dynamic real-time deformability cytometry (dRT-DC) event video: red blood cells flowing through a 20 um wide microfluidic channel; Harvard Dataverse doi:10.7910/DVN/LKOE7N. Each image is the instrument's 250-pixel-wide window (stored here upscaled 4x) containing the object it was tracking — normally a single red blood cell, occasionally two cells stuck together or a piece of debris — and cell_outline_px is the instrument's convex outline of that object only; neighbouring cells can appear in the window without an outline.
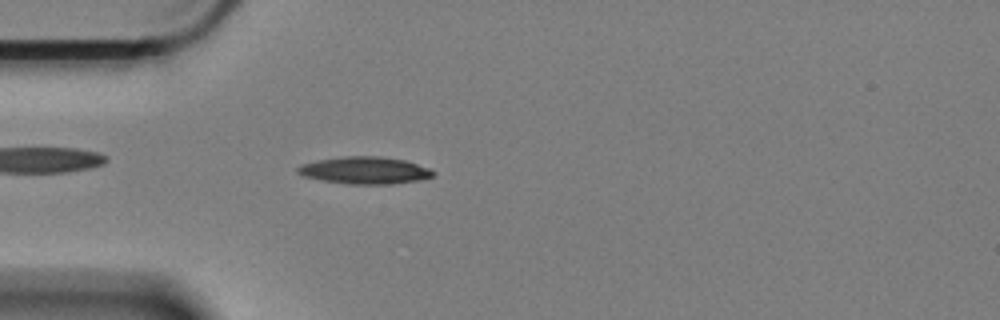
{"species": "Egyptian fruit bat (a non-hibernating species)", "species_latin": "Rousettus aegyptiacus", "temperature_condition": "cold", "stored_images_in_passage": 55, "camera_frame_rate_fps": 3000, "um_per_image_px": 0.085, "animal": {"sex": "female"}, "frame": {"image": 1, "passage_image": 16, "time_ms": 5.0, "image_size_px": [1000, 320], "cell_outline_px": [[436, 172], [432, 176], [420, 180], [388, 184], [348, 184], [324, 180], [304, 176], [296, 172], [296, 168], [300, 164], [316, 160], [344, 156], [380, 156], [404, 160], [428, 168]], "centroid_in_image_um": [30.97, 14.47], "position_along_channel_um": 54.0, "area_um2": 21.33}}
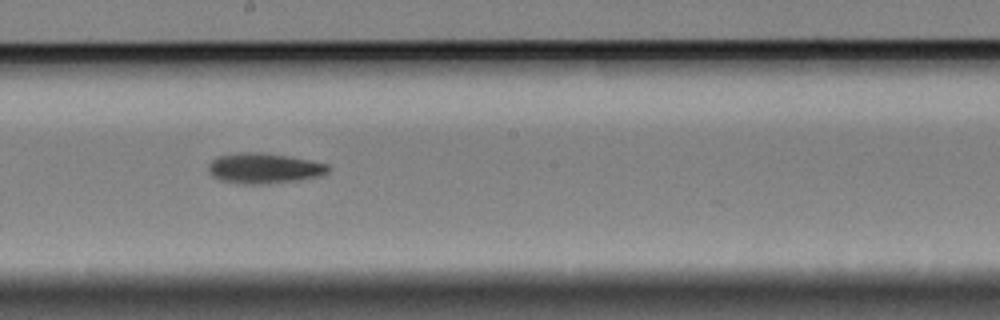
{"frame": {"image": 2, "passage_image": 32, "time_ms": 10.333, "image_size_px": [1000, 320], "cell_outline_px": [[328, 172], [320, 176], [296, 180], [268, 184], [244, 184], [220, 180], [212, 176], [208, 172], [208, 164], [216, 156], [236, 152], [264, 152], [312, 160], [328, 164]], "centroid_in_image_um": [22.41, 14.29], "position_along_channel_um": 225.8, "area_um2": 21.44}}
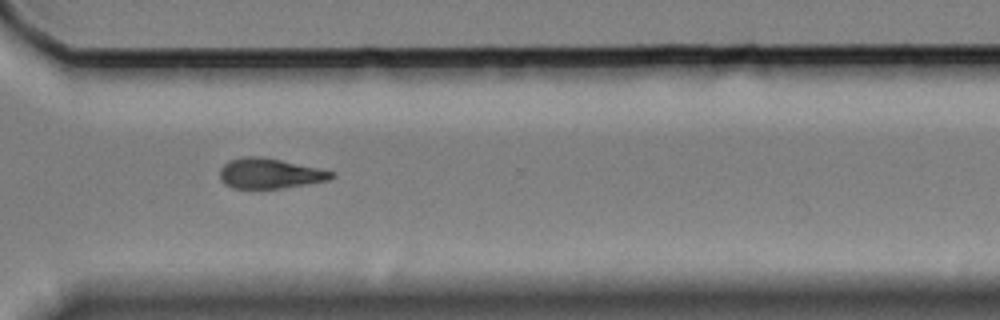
{"frame": {"image": 3, "passage_image": 43, "time_ms": 14.0, "image_size_px": [1000, 320], "cell_outline_px": [[336, 176], [328, 180], [308, 184], [284, 188], [232, 188], [224, 184], [220, 180], [220, 168], [228, 160], [244, 156], [256, 156], [280, 160], [316, 168], [332, 172]], "centroid_in_image_um": [22.87, 14.75], "position_along_channel_um": 347.7, "area_um2": 19.48}, "authors_computed_cell_mechanics": {"area_um2": 19.941, "velocity_mm_per_s": 3.331, "shape_relaxation_time_tau1_ms": 5.6294, "shape_relaxation_time_tau2_ms": null, "deformation_change_tau1": 0.1549, "deformation_change_tau2": null}}